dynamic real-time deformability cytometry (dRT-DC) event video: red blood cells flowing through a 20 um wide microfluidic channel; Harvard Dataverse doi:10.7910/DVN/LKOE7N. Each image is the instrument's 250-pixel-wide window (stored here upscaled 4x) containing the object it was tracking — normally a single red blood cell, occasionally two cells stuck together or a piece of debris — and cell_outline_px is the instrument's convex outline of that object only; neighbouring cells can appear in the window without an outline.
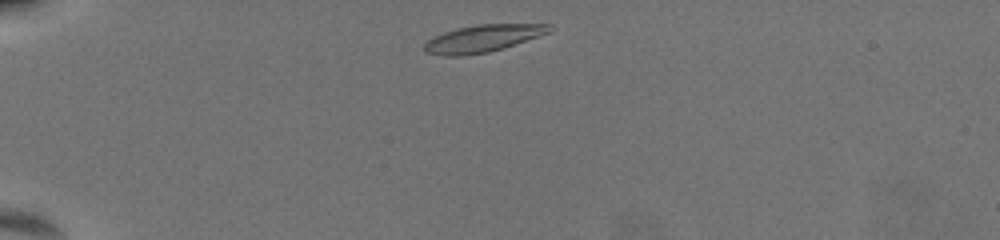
{"species": "common noctule bat (a hibernating species)", "species_latin": "Nyctalus noctula", "temperature_condition": "warm", "stored_images_in_passage": 40, "camera_frame_rate_fps": 3000, "um_per_image_px": 0.085, "animal": {"sex": "female", "body_mass_g": 19.5, "forearm_length_mm": 54.1}, "frame": {"image": 1, "passage_image": 2, "time_ms": 0.333, "image_size_px": [1000, 240], "cell_outline_px": [[552, 32], [488, 52], [460, 56], [444, 56], [424, 52], [424, 44], [432, 36], [456, 28], [476, 24], [552, 24]], "centroid_in_image_um": [41.01, 3.26], "position_along_channel_um": 44.0, "area_um2": 19.83}}
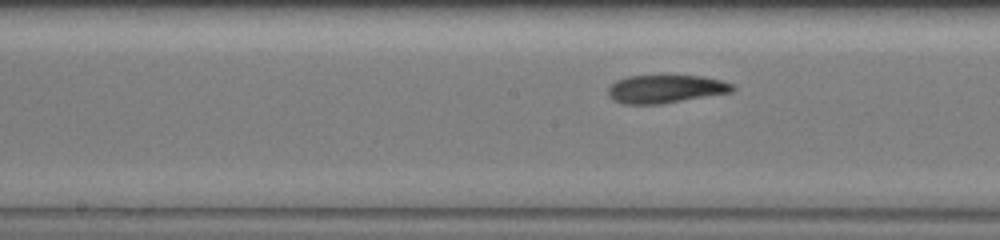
{"frame": {"image": 2, "passage_image": 19, "time_ms": 6.0, "image_size_px": [1000, 240], "cell_outline_px": [[736, 88], [732, 92], [664, 104], [624, 104], [612, 100], [608, 92], [608, 88], [616, 80], [628, 76], [700, 76], [720, 80], [732, 84]], "centroid_in_image_um": [56.57, 7.57], "position_along_channel_um": 191.6, "area_um2": 20.4}}
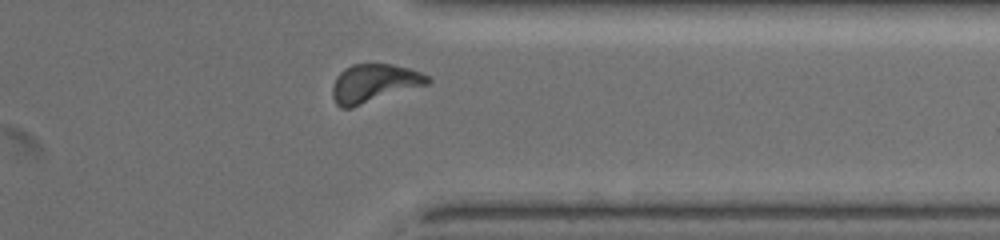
{"frame": {"image": 3, "passage_image": 35, "time_ms": 11.333, "image_size_px": [1000, 240], "cell_outline_px": [[432, 80], [428, 84], [352, 108], [340, 108], [336, 104], [332, 96], [332, 84], [336, 76], [344, 68], [352, 64], [392, 64], [408, 68], [420, 72], [428, 76]], "centroid_in_image_um": [31.76, 7.08], "position_along_channel_um": 379.6, "area_um2": 21.39}, "authors_computed_cell_mechanics": {"area_um2": 20.4034, "velocity_mm_per_s": 3.5411, "shape_relaxation_time_tau1_ms": 3.1538, "shape_relaxation_time_tau2_ms": 2.9707, "deformation_change_tau1": 0.14, "deformation_change_tau2": 0.1039}}